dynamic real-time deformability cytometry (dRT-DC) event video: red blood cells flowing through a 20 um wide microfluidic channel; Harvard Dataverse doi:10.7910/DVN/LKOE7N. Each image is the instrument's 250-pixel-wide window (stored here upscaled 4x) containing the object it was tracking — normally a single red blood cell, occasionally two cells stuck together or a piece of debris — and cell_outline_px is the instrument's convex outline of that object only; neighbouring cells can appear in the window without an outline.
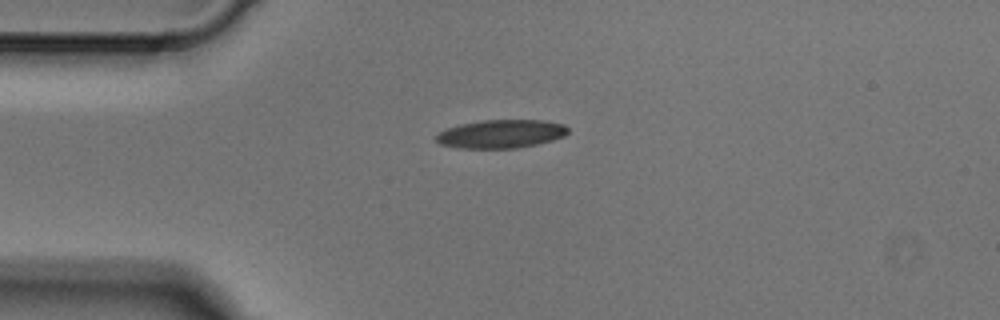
{"species": "Egyptian fruit bat (a non-hibernating species)", "species_latin": "Rousettus aegyptiacus", "temperature_condition": "cold", "stored_images_in_passage": 2, "camera_frame_rate_fps": 3000, "um_per_image_px": 0.085, "animal": {"sex": "male"}, "frame": {"image": 1, "passage_image": 2, "time_ms": 0.333, "image_size_px": [1000, 320], "cell_outline_px": [[568, 132], [564, 136], [552, 140], [536, 144], [516, 148], [456, 148], [440, 144], [436, 140], [436, 136], [440, 132], [448, 128], [460, 124], [480, 120], [544, 120], [564, 124], [568, 128]], "centroid_in_image_um": [42.59, 11.38], "position_along_channel_um": 42.4, "area_um2": 21.79}}